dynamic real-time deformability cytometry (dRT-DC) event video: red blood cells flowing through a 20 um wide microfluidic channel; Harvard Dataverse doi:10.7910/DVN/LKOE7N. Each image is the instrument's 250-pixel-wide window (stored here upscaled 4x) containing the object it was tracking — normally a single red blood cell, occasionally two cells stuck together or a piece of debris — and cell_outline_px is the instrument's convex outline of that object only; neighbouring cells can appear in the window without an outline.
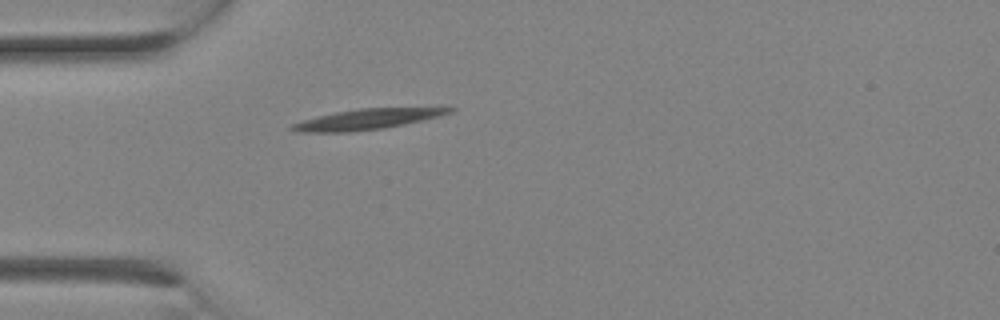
{"species": "Egyptian fruit bat (a non-hibernating species)", "species_latin": "Rousettus aegyptiacus", "temperature_condition": "room temperature", "stored_images_in_passage": 3, "camera_frame_rate_fps": 3000, "um_per_image_px": 0.085, "animal": {"sex": "female"}, "frame": {"image": 1, "passage_image": 1, "time_ms": 0.0, "image_size_px": [1000, 320], "cell_outline_px": [[456, 108], [452, 112], [440, 116], [404, 124], [384, 128], [352, 132], [300, 132], [288, 128], [292, 124], [316, 116], [336, 112], [360, 108]], "centroid_in_image_um": [31.16, 10.14], "position_along_channel_um": 53.8, "area_um2": 18.5}}
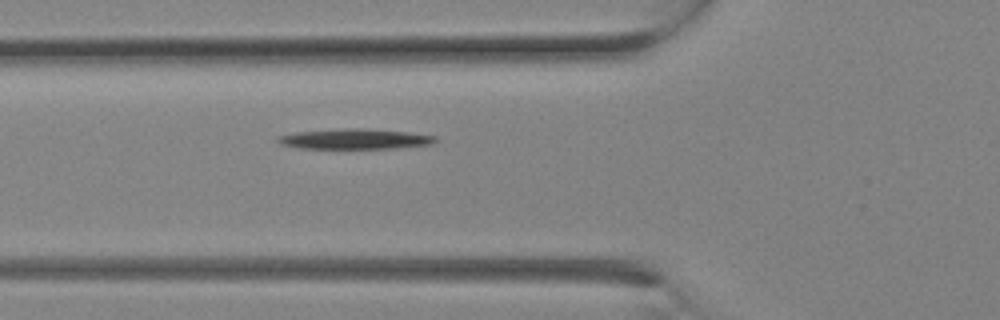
{"frame": {"image": 2, "passage_image": 3, "time_ms": 0.667, "image_size_px": [1000, 320], "cell_outline_px": [[436, 140], [432, 144], [400, 148], [300, 148], [280, 144], [276, 140], [276, 136], [296, 132], [348, 128], [408, 132], [436, 136]], "centroid_in_image_um": [30.14, 11.82], "position_along_channel_um": 95.7, "area_um2": 18.32}}